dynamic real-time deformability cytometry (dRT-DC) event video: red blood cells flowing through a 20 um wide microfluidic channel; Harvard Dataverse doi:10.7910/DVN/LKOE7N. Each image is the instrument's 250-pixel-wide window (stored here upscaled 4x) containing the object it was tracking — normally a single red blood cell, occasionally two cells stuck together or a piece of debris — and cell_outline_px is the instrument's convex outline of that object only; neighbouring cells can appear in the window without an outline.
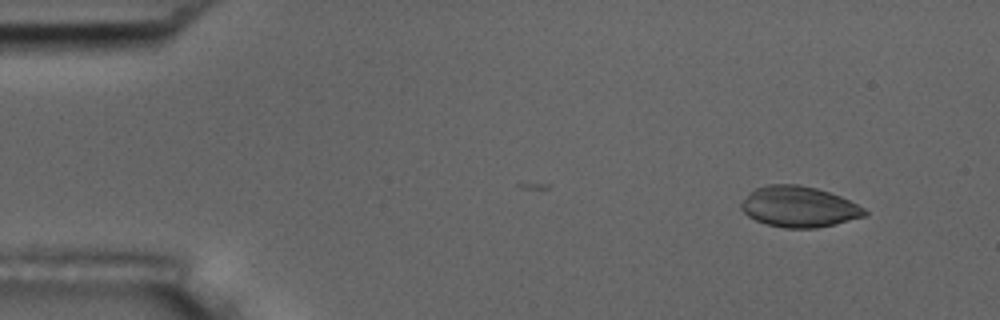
{"species": "common noctule bat (a hibernating species)", "species_latin": "Nyctalus noctula", "temperature_condition": "room temperature", "stored_images_in_passage": 13, "camera_frame_rate_fps": 3000, "um_per_image_px": 0.085, "animal": {"sex": "male", "body_mass_g": 17.5, "forearm_length_mm": 52.3}, "frame": {"image": 1, "passage_image": 1, "time_ms": 0.0, "image_size_px": [1000, 320], "cell_outline_px": [[868, 216], [836, 224], [816, 228], [784, 228], [768, 224], [756, 220], [748, 216], [740, 208], [740, 204], [756, 188], [768, 184], [800, 184], [816, 188], [840, 196], [864, 208], [868, 212]], "centroid_in_image_um": [67.94, 17.58], "position_along_channel_um": 17.1, "area_um2": 29.25}}